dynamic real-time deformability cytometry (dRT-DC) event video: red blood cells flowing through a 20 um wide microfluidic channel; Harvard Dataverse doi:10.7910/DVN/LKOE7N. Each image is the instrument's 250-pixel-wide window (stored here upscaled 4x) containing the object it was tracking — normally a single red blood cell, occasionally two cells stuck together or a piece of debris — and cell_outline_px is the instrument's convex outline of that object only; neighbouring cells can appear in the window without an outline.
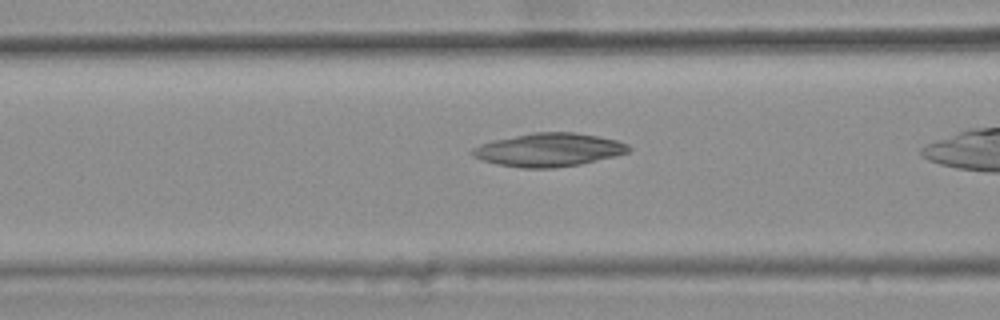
{"species": "common noctule bat (a hibernating species)", "species_latin": "Nyctalus noctula", "temperature_condition": "warm", "stored_images_in_passage": 38, "camera_frame_rate_fps": 3000, "um_per_image_px": 0.085, "animal": {"sex": "female", "body_mass_g": 25.1}, "frame": {"image": 1, "passage_image": 17, "time_ms": 5.333, "image_size_px": [1000, 320], "cell_outline_px": [[632, 148], [628, 152], [580, 164], [552, 168], [524, 168], [496, 164], [472, 156], [468, 152], [472, 148], [480, 144], [492, 140], [532, 132], [576, 132], [600, 136], [616, 140], [628, 144]], "centroid_in_image_um": [46.61, 12.72], "position_along_channel_um": 120.0, "area_um2": 30.4}}